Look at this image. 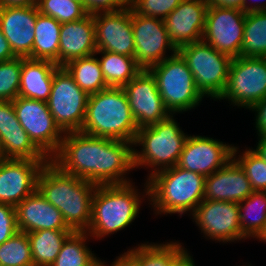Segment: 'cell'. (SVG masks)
Segmentation results:
<instances>
[{"label":"cell","mask_w":266,"mask_h":266,"mask_svg":"<svg viewBox=\"0 0 266 266\" xmlns=\"http://www.w3.org/2000/svg\"><path fill=\"white\" fill-rule=\"evenodd\" d=\"M65 134L50 159L61 171L96 185L130 183L123 175L135 168L133 143L80 131Z\"/></svg>","instance_id":"1"},{"label":"cell","mask_w":266,"mask_h":266,"mask_svg":"<svg viewBox=\"0 0 266 266\" xmlns=\"http://www.w3.org/2000/svg\"><path fill=\"white\" fill-rule=\"evenodd\" d=\"M97 185L61 171L50 160L37 177V190L57 208L73 232H87Z\"/></svg>","instance_id":"2"},{"label":"cell","mask_w":266,"mask_h":266,"mask_svg":"<svg viewBox=\"0 0 266 266\" xmlns=\"http://www.w3.org/2000/svg\"><path fill=\"white\" fill-rule=\"evenodd\" d=\"M137 131L123 87H108L89 95L80 132L134 143Z\"/></svg>","instance_id":"3"},{"label":"cell","mask_w":266,"mask_h":266,"mask_svg":"<svg viewBox=\"0 0 266 266\" xmlns=\"http://www.w3.org/2000/svg\"><path fill=\"white\" fill-rule=\"evenodd\" d=\"M205 178L175 165L148 178L145 192L157 214L193 213L204 200Z\"/></svg>","instance_id":"4"},{"label":"cell","mask_w":266,"mask_h":266,"mask_svg":"<svg viewBox=\"0 0 266 266\" xmlns=\"http://www.w3.org/2000/svg\"><path fill=\"white\" fill-rule=\"evenodd\" d=\"M131 183L97 185L92 200V217L87 233L101 238L127 227L141 205Z\"/></svg>","instance_id":"5"},{"label":"cell","mask_w":266,"mask_h":266,"mask_svg":"<svg viewBox=\"0 0 266 266\" xmlns=\"http://www.w3.org/2000/svg\"><path fill=\"white\" fill-rule=\"evenodd\" d=\"M188 135L180 129L172 114L156 124L139 128L134 145L143 147L141 152L134 150V167H157L149 178L159 171L177 165ZM160 166V168H159Z\"/></svg>","instance_id":"6"},{"label":"cell","mask_w":266,"mask_h":266,"mask_svg":"<svg viewBox=\"0 0 266 266\" xmlns=\"http://www.w3.org/2000/svg\"><path fill=\"white\" fill-rule=\"evenodd\" d=\"M154 76L165 107L171 113L195 108L204 96L186 61L177 53L148 69Z\"/></svg>","instance_id":"7"},{"label":"cell","mask_w":266,"mask_h":266,"mask_svg":"<svg viewBox=\"0 0 266 266\" xmlns=\"http://www.w3.org/2000/svg\"><path fill=\"white\" fill-rule=\"evenodd\" d=\"M177 52L186 61L201 94L219 100L227 84L232 58L204 41L181 46Z\"/></svg>","instance_id":"8"},{"label":"cell","mask_w":266,"mask_h":266,"mask_svg":"<svg viewBox=\"0 0 266 266\" xmlns=\"http://www.w3.org/2000/svg\"><path fill=\"white\" fill-rule=\"evenodd\" d=\"M266 97V57L232 58L221 99L235 106L251 108Z\"/></svg>","instance_id":"9"},{"label":"cell","mask_w":266,"mask_h":266,"mask_svg":"<svg viewBox=\"0 0 266 266\" xmlns=\"http://www.w3.org/2000/svg\"><path fill=\"white\" fill-rule=\"evenodd\" d=\"M88 98L63 67L54 73L47 106L64 133L81 130Z\"/></svg>","instance_id":"10"},{"label":"cell","mask_w":266,"mask_h":266,"mask_svg":"<svg viewBox=\"0 0 266 266\" xmlns=\"http://www.w3.org/2000/svg\"><path fill=\"white\" fill-rule=\"evenodd\" d=\"M13 107L33 144L50 160L59 150L65 134L56 124L47 102L17 97Z\"/></svg>","instance_id":"11"},{"label":"cell","mask_w":266,"mask_h":266,"mask_svg":"<svg viewBox=\"0 0 266 266\" xmlns=\"http://www.w3.org/2000/svg\"><path fill=\"white\" fill-rule=\"evenodd\" d=\"M245 17L238 8L208 7L202 41L231 58L239 57Z\"/></svg>","instance_id":"12"},{"label":"cell","mask_w":266,"mask_h":266,"mask_svg":"<svg viewBox=\"0 0 266 266\" xmlns=\"http://www.w3.org/2000/svg\"><path fill=\"white\" fill-rule=\"evenodd\" d=\"M131 25L135 40L134 58L141 69L148 70L168 58L164 56L166 48L177 53L162 19L142 16L131 9Z\"/></svg>","instance_id":"13"},{"label":"cell","mask_w":266,"mask_h":266,"mask_svg":"<svg viewBox=\"0 0 266 266\" xmlns=\"http://www.w3.org/2000/svg\"><path fill=\"white\" fill-rule=\"evenodd\" d=\"M123 89L138 129L156 124L172 114L165 107L149 70L142 69Z\"/></svg>","instance_id":"14"},{"label":"cell","mask_w":266,"mask_h":266,"mask_svg":"<svg viewBox=\"0 0 266 266\" xmlns=\"http://www.w3.org/2000/svg\"><path fill=\"white\" fill-rule=\"evenodd\" d=\"M192 215L201 231L210 239L230 242L246 238L241 231L238 203L203 200Z\"/></svg>","instance_id":"15"},{"label":"cell","mask_w":266,"mask_h":266,"mask_svg":"<svg viewBox=\"0 0 266 266\" xmlns=\"http://www.w3.org/2000/svg\"><path fill=\"white\" fill-rule=\"evenodd\" d=\"M49 160L0 161V203L16 207L37 189V177Z\"/></svg>","instance_id":"16"},{"label":"cell","mask_w":266,"mask_h":266,"mask_svg":"<svg viewBox=\"0 0 266 266\" xmlns=\"http://www.w3.org/2000/svg\"><path fill=\"white\" fill-rule=\"evenodd\" d=\"M97 50L134 57L135 40L131 25V8L93 14Z\"/></svg>","instance_id":"17"},{"label":"cell","mask_w":266,"mask_h":266,"mask_svg":"<svg viewBox=\"0 0 266 266\" xmlns=\"http://www.w3.org/2000/svg\"><path fill=\"white\" fill-rule=\"evenodd\" d=\"M234 146L202 136H188L177 165L201 175L209 176L233 158Z\"/></svg>","instance_id":"18"},{"label":"cell","mask_w":266,"mask_h":266,"mask_svg":"<svg viewBox=\"0 0 266 266\" xmlns=\"http://www.w3.org/2000/svg\"><path fill=\"white\" fill-rule=\"evenodd\" d=\"M206 0H182L163 21L170 40L178 49L181 46L202 41Z\"/></svg>","instance_id":"19"},{"label":"cell","mask_w":266,"mask_h":266,"mask_svg":"<svg viewBox=\"0 0 266 266\" xmlns=\"http://www.w3.org/2000/svg\"><path fill=\"white\" fill-rule=\"evenodd\" d=\"M38 7H1L0 28L17 57L33 59Z\"/></svg>","instance_id":"20"},{"label":"cell","mask_w":266,"mask_h":266,"mask_svg":"<svg viewBox=\"0 0 266 266\" xmlns=\"http://www.w3.org/2000/svg\"><path fill=\"white\" fill-rule=\"evenodd\" d=\"M0 145L6 159L49 160L29 139L12 101H0Z\"/></svg>","instance_id":"21"},{"label":"cell","mask_w":266,"mask_h":266,"mask_svg":"<svg viewBox=\"0 0 266 266\" xmlns=\"http://www.w3.org/2000/svg\"><path fill=\"white\" fill-rule=\"evenodd\" d=\"M252 192L247 175L233 158L205 178L204 200L240 203Z\"/></svg>","instance_id":"22"},{"label":"cell","mask_w":266,"mask_h":266,"mask_svg":"<svg viewBox=\"0 0 266 266\" xmlns=\"http://www.w3.org/2000/svg\"><path fill=\"white\" fill-rule=\"evenodd\" d=\"M18 230L36 232L39 230H71L61 212L48 202L36 189L16 207Z\"/></svg>","instance_id":"23"},{"label":"cell","mask_w":266,"mask_h":266,"mask_svg":"<svg viewBox=\"0 0 266 266\" xmlns=\"http://www.w3.org/2000/svg\"><path fill=\"white\" fill-rule=\"evenodd\" d=\"M97 51L93 14L61 24L59 42V67L73 59L87 57Z\"/></svg>","instance_id":"24"},{"label":"cell","mask_w":266,"mask_h":266,"mask_svg":"<svg viewBox=\"0 0 266 266\" xmlns=\"http://www.w3.org/2000/svg\"><path fill=\"white\" fill-rule=\"evenodd\" d=\"M60 67L49 60L22 57L18 97L47 102L54 73Z\"/></svg>","instance_id":"25"},{"label":"cell","mask_w":266,"mask_h":266,"mask_svg":"<svg viewBox=\"0 0 266 266\" xmlns=\"http://www.w3.org/2000/svg\"><path fill=\"white\" fill-rule=\"evenodd\" d=\"M136 266H177L188 252L180 243L141 244L124 253Z\"/></svg>","instance_id":"26"},{"label":"cell","mask_w":266,"mask_h":266,"mask_svg":"<svg viewBox=\"0 0 266 266\" xmlns=\"http://www.w3.org/2000/svg\"><path fill=\"white\" fill-rule=\"evenodd\" d=\"M61 23L38 10L33 43V59L49 60L59 66Z\"/></svg>","instance_id":"27"},{"label":"cell","mask_w":266,"mask_h":266,"mask_svg":"<svg viewBox=\"0 0 266 266\" xmlns=\"http://www.w3.org/2000/svg\"><path fill=\"white\" fill-rule=\"evenodd\" d=\"M72 230H39L27 233L31 245L33 266H50L58 256Z\"/></svg>","instance_id":"28"},{"label":"cell","mask_w":266,"mask_h":266,"mask_svg":"<svg viewBox=\"0 0 266 266\" xmlns=\"http://www.w3.org/2000/svg\"><path fill=\"white\" fill-rule=\"evenodd\" d=\"M96 54L77 58L66 63L63 68L73 78L75 83L88 95L108 88Z\"/></svg>","instance_id":"29"},{"label":"cell","mask_w":266,"mask_h":266,"mask_svg":"<svg viewBox=\"0 0 266 266\" xmlns=\"http://www.w3.org/2000/svg\"><path fill=\"white\" fill-rule=\"evenodd\" d=\"M98 53L102 54L98 61L109 87H124L142 70L134 57L103 50H97L95 54Z\"/></svg>","instance_id":"30"},{"label":"cell","mask_w":266,"mask_h":266,"mask_svg":"<svg viewBox=\"0 0 266 266\" xmlns=\"http://www.w3.org/2000/svg\"><path fill=\"white\" fill-rule=\"evenodd\" d=\"M238 205L242 233L246 237L260 239L266 232V191H253ZM252 212H254V216L248 219Z\"/></svg>","instance_id":"31"},{"label":"cell","mask_w":266,"mask_h":266,"mask_svg":"<svg viewBox=\"0 0 266 266\" xmlns=\"http://www.w3.org/2000/svg\"><path fill=\"white\" fill-rule=\"evenodd\" d=\"M86 232H72L50 266H99L102 262L86 247Z\"/></svg>","instance_id":"32"},{"label":"cell","mask_w":266,"mask_h":266,"mask_svg":"<svg viewBox=\"0 0 266 266\" xmlns=\"http://www.w3.org/2000/svg\"><path fill=\"white\" fill-rule=\"evenodd\" d=\"M240 56L266 57V11L246 13Z\"/></svg>","instance_id":"33"},{"label":"cell","mask_w":266,"mask_h":266,"mask_svg":"<svg viewBox=\"0 0 266 266\" xmlns=\"http://www.w3.org/2000/svg\"><path fill=\"white\" fill-rule=\"evenodd\" d=\"M0 266H33L30 240L18 231L0 244Z\"/></svg>","instance_id":"34"},{"label":"cell","mask_w":266,"mask_h":266,"mask_svg":"<svg viewBox=\"0 0 266 266\" xmlns=\"http://www.w3.org/2000/svg\"><path fill=\"white\" fill-rule=\"evenodd\" d=\"M37 7L41 14L51 16L61 24L80 20L88 14L83 2L72 0H38Z\"/></svg>","instance_id":"35"},{"label":"cell","mask_w":266,"mask_h":266,"mask_svg":"<svg viewBox=\"0 0 266 266\" xmlns=\"http://www.w3.org/2000/svg\"><path fill=\"white\" fill-rule=\"evenodd\" d=\"M238 148L234 146L233 158L244 170L253 191H266V162L252 149L236 158ZM235 156V157H234ZM236 158V159H235Z\"/></svg>","instance_id":"36"},{"label":"cell","mask_w":266,"mask_h":266,"mask_svg":"<svg viewBox=\"0 0 266 266\" xmlns=\"http://www.w3.org/2000/svg\"><path fill=\"white\" fill-rule=\"evenodd\" d=\"M22 57L0 62V101H13L18 97Z\"/></svg>","instance_id":"37"},{"label":"cell","mask_w":266,"mask_h":266,"mask_svg":"<svg viewBox=\"0 0 266 266\" xmlns=\"http://www.w3.org/2000/svg\"><path fill=\"white\" fill-rule=\"evenodd\" d=\"M182 0H129V7L136 14L164 19Z\"/></svg>","instance_id":"38"},{"label":"cell","mask_w":266,"mask_h":266,"mask_svg":"<svg viewBox=\"0 0 266 266\" xmlns=\"http://www.w3.org/2000/svg\"><path fill=\"white\" fill-rule=\"evenodd\" d=\"M18 231L15 207L0 203V244Z\"/></svg>","instance_id":"39"},{"label":"cell","mask_w":266,"mask_h":266,"mask_svg":"<svg viewBox=\"0 0 266 266\" xmlns=\"http://www.w3.org/2000/svg\"><path fill=\"white\" fill-rule=\"evenodd\" d=\"M88 14L98 12H115L127 8L129 0H83Z\"/></svg>","instance_id":"40"},{"label":"cell","mask_w":266,"mask_h":266,"mask_svg":"<svg viewBox=\"0 0 266 266\" xmlns=\"http://www.w3.org/2000/svg\"><path fill=\"white\" fill-rule=\"evenodd\" d=\"M249 110L257 112L256 130L258 136L266 135V97L260 102L255 103Z\"/></svg>","instance_id":"41"},{"label":"cell","mask_w":266,"mask_h":266,"mask_svg":"<svg viewBox=\"0 0 266 266\" xmlns=\"http://www.w3.org/2000/svg\"><path fill=\"white\" fill-rule=\"evenodd\" d=\"M17 57L11 47L7 39L4 37L1 28H0V62L12 60Z\"/></svg>","instance_id":"42"},{"label":"cell","mask_w":266,"mask_h":266,"mask_svg":"<svg viewBox=\"0 0 266 266\" xmlns=\"http://www.w3.org/2000/svg\"><path fill=\"white\" fill-rule=\"evenodd\" d=\"M208 7L238 8L243 10V0H206Z\"/></svg>","instance_id":"43"},{"label":"cell","mask_w":266,"mask_h":266,"mask_svg":"<svg viewBox=\"0 0 266 266\" xmlns=\"http://www.w3.org/2000/svg\"><path fill=\"white\" fill-rule=\"evenodd\" d=\"M38 0H0L1 7H31L37 6Z\"/></svg>","instance_id":"44"},{"label":"cell","mask_w":266,"mask_h":266,"mask_svg":"<svg viewBox=\"0 0 266 266\" xmlns=\"http://www.w3.org/2000/svg\"><path fill=\"white\" fill-rule=\"evenodd\" d=\"M260 140L258 142V145L256 149H253L256 154L261 157L266 162V135L265 136H259Z\"/></svg>","instance_id":"45"},{"label":"cell","mask_w":266,"mask_h":266,"mask_svg":"<svg viewBox=\"0 0 266 266\" xmlns=\"http://www.w3.org/2000/svg\"><path fill=\"white\" fill-rule=\"evenodd\" d=\"M258 1V0H257ZM247 0H243V11L245 13H248V12H256V11H266V3H261L260 4H254L253 6L252 5H247Z\"/></svg>","instance_id":"46"},{"label":"cell","mask_w":266,"mask_h":266,"mask_svg":"<svg viewBox=\"0 0 266 266\" xmlns=\"http://www.w3.org/2000/svg\"><path fill=\"white\" fill-rule=\"evenodd\" d=\"M112 266H136L125 254L119 256L116 261L111 264Z\"/></svg>","instance_id":"47"},{"label":"cell","mask_w":266,"mask_h":266,"mask_svg":"<svg viewBox=\"0 0 266 266\" xmlns=\"http://www.w3.org/2000/svg\"><path fill=\"white\" fill-rule=\"evenodd\" d=\"M177 266H195L192 256L189 254Z\"/></svg>","instance_id":"48"},{"label":"cell","mask_w":266,"mask_h":266,"mask_svg":"<svg viewBox=\"0 0 266 266\" xmlns=\"http://www.w3.org/2000/svg\"><path fill=\"white\" fill-rule=\"evenodd\" d=\"M3 159H5V158H4V155L2 153V149H1V145H0V161L3 160Z\"/></svg>","instance_id":"49"},{"label":"cell","mask_w":266,"mask_h":266,"mask_svg":"<svg viewBox=\"0 0 266 266\" xmlns=\"http://www.w3.org/2000/svg\"><path fill=\"white\" fill-rule=\"evenodd\" d=\"M261 241H264V242H266V232L261 236Z\"/></svg>","instance_id":"50"},{"label":"cell","mask_w":266,"mask_h":266,"mask_svg":"<svg viewBox=\"0 0 266 266\" xmlns=\"http://www.w3.org/2000/svg\"><path fill=\"white\" fill-rule=\"evenodd\" d=\"M72 1H75V2H83V0H72Z\"/></svg>","instance_id":"51"},{"label":"cell","mask_w":266,"mask_h":266,"mask_svg":"<svg viewBox=\"0 0 266 266\" xmlns=\"http://www.w3.org/2000/svg\"><path fill=\"white\" fill-rule=\"evenodd\" d=\"M99 266H105V264L102 262ZM112 266V265H111Z\"/></svg>","instance_id":"52"}]
</instances>
